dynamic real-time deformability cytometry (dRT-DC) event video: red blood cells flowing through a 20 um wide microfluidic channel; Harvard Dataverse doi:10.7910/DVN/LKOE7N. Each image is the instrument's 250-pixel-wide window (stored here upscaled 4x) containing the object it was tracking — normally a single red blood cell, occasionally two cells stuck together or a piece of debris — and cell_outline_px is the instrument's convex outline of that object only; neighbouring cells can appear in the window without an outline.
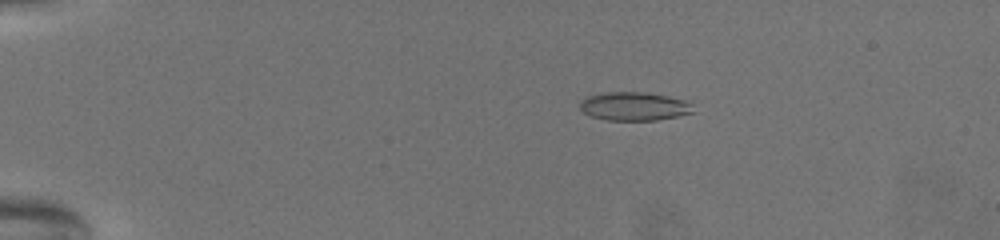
{"species": "common noctule bat (a hibernating species)", "species_latin": "Nyctalus noctula", "temperature_condition": "warm", "stored_images_in_passage": 71, "camera_frame_rate_fps": 3000, "um_per_image_px": 0.085, "animal": {"sex": "female", "body_mass_g": 19.5, "forearm_length_mm": 54.1}, "frame": {"image": 1, "passage_image": 16, "time_ms": 5.0, "image_size_px": [1000, 240], "cell_outline_px": [[692, 112], [676, 116], [656, 120], [608, 120], [588, 116], [580, 108], [580, 100], [588, 96], [604, 92], [644, 92], [668, 96], [684, 100], [692, 104]], "centroid_in_image_um": [53.85, 9.03], "position_along_channel_um": 31.1, "area_um2": 18.73}}
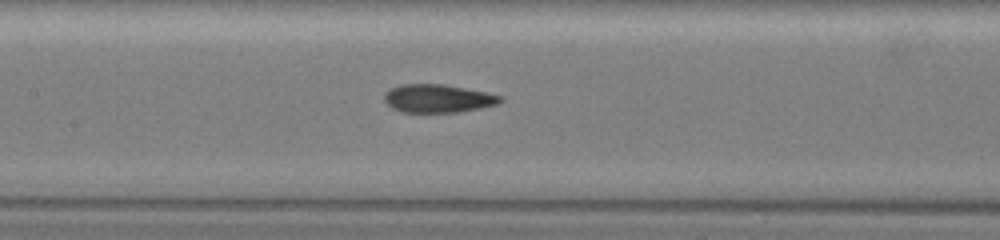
{"frame": {"image": 2, "passage_image": 38, "time_ms": 12.333, "image_size_px": [1000, 240], "cell_outline_px": [[504, 100], [496, 104], [480, 108], [456, 112], [404, 112], [392, 108], [384, 100], [384, 92], [400, 84], [444, 84], [484, 92], [500, 96]], "centroid_in_image_um": [37.18, 8.36], "position_along_channel_um": 170.2, "area_um2": 18.84}}
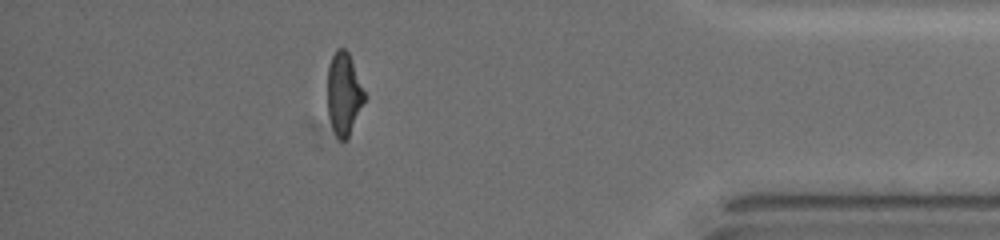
{"frame": {"image": 3, "passage_image": 64, "time_ms": 21.0, "image_size_px": [1000, 240], "cell_outline_px": [[368, 96], [348, 136], [344, 140], [340, 140], [336, 136], [332, 128], [328, 116], [328, 64], [336, 48], [344, 48], [348, 52]], "centroid_in_image_um": [29.24, 7.95], "position_along_channel_um": 406.0, "area_um2": 17.98}, "authors_computed_cell_mechanics": {"area_um2": 18.9584, "velocity_mm_per_s": 3.1014, "shape_relaxation_time_tau1_ms": 8.6205, "shape_relaxation_time_tau2_ms": 2.2401, "deformation_change_tau1": 0.239, "deformation_change_tau2": 0.1026}}